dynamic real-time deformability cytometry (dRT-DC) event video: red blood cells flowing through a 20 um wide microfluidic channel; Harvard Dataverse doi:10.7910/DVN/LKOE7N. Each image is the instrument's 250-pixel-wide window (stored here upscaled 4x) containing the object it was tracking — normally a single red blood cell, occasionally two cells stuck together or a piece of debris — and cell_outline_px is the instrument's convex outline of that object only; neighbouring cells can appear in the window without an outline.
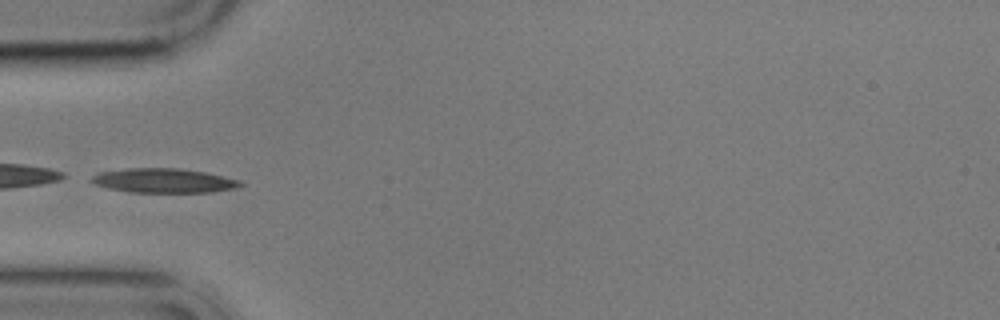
{"species": "common noctule bat (a hibernating species)", "species_latin": "Nyctalus noctula", "temperature_condition": "cold", "stored_images_in_passage": 7, "camera_frame_rate_fps": 3000, "um_per_image_px": 0.085, "animal": {"sex": "male", "body_mass_g": 17.9}, "frame": {"image": 1, "passage_image": 3, "time_ms": 2.333, "image_size_px": [1000, 320], "cell_outline_px": [[244, 184], [236, 188], [212, 192], [132, 192], [108, 188], [96, 184], [88, 180], [96, 172], [128, 168], [180, 168], [204, 172], [240, 180]], "centroid_in_image_um": [13.89, 15.34], "position_along_channel_um": 71.1, "area_um2": 21.15}}
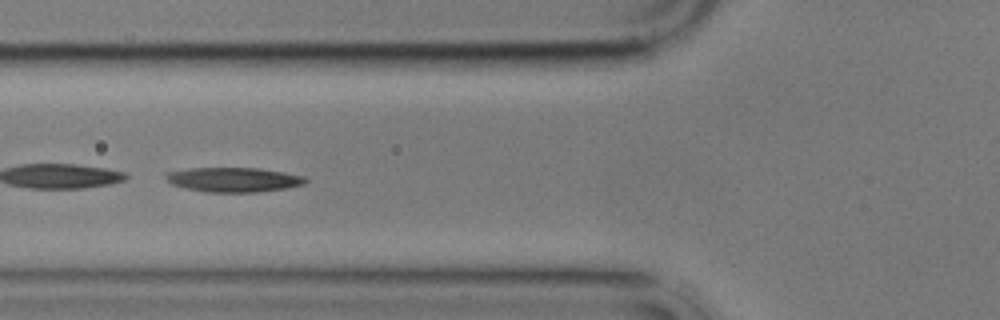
{"frame": {"image": 2, "passage_image": 4, "time_ms": 3.333, "image_size_px": [1000, 320], "cell_outline_px": [[308, 180], [304, 184], [288, 188], [260, 192], [208, 192], [188, 188], [172, 184], [164, 176], [164, 172], [192, 168], [260, 168], [284, 172], [304, 176]], "centroid_in_image_um": [19.89, 15.27], "position_along_channel_um": 105.9, "area_um2": 20.0}}
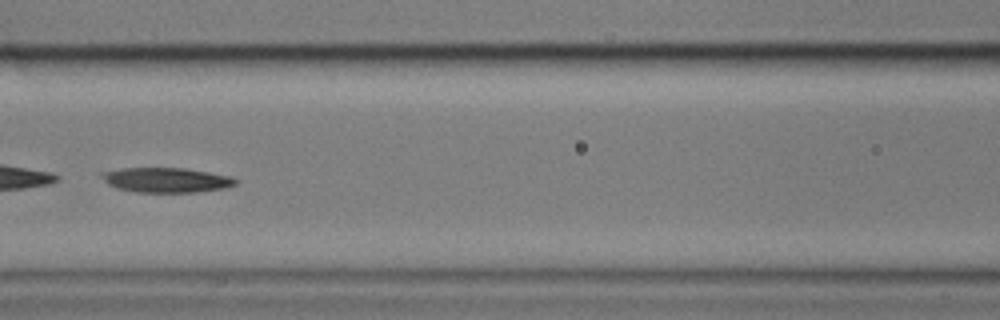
{"frame": {"image": 3, "passage_image": 5, "time_ms": 4.667, "image_size_px": [1000, 320], "cell_outline_px": [[236, 184], [224, 188], [196, 192], [136, 192], [116, 188], [108, 184], [96, 172], [124, 168], [184, 168], [232, 176], [236, 180]], "centroid_in_image_um": [14.08, 15.29], "position_along_channel_um": 152.5, "area_um2": 19.42}}